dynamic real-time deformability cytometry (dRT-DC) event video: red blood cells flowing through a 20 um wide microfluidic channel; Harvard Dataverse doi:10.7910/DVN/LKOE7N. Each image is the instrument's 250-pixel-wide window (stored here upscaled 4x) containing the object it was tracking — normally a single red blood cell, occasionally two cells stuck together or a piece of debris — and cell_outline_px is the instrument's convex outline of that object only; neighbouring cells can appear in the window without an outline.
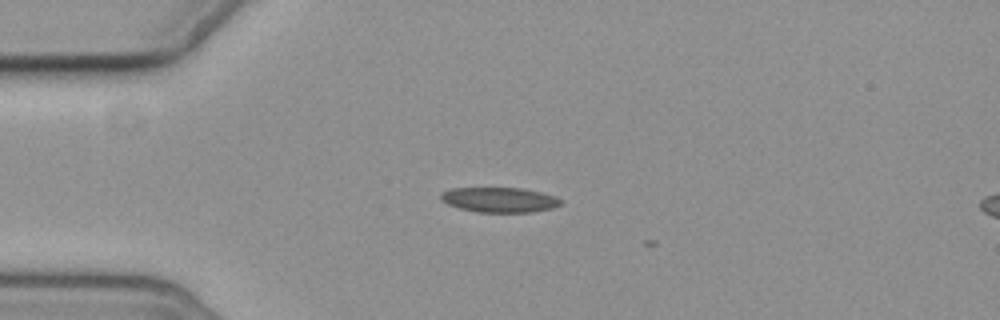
{"species": "common noctule bat (a hibernating species)", "species_latin": "Nyctalus noctula", "temperature_condition": "cold", "stored_images_in_passage": 5, "segment_of_instrument_passage": [1, 2], "camera_frame_rate_fps": 3000, "um_per_image_px": 0.085, "animal": {"sex": "female", "body_mass_g": 19.3, "forearm_length_mm": 54.1}, "frame": {"image": 1, "passage_image": 2, "time_ms": 1.0, "image_size_px": [1000, 320], "cell_outline_px": [[564, 200], [560, 204], [552, 208], [532, 212], [476, 212], [460, 208], [448, 204], [440, 200], [440, 192], [452, 188], [524, 188], [556, 196]], "centroid_in_image_um": [42.45, 16.98], "position_along_channel_um": 42.5, "area_um2": 17.57}}